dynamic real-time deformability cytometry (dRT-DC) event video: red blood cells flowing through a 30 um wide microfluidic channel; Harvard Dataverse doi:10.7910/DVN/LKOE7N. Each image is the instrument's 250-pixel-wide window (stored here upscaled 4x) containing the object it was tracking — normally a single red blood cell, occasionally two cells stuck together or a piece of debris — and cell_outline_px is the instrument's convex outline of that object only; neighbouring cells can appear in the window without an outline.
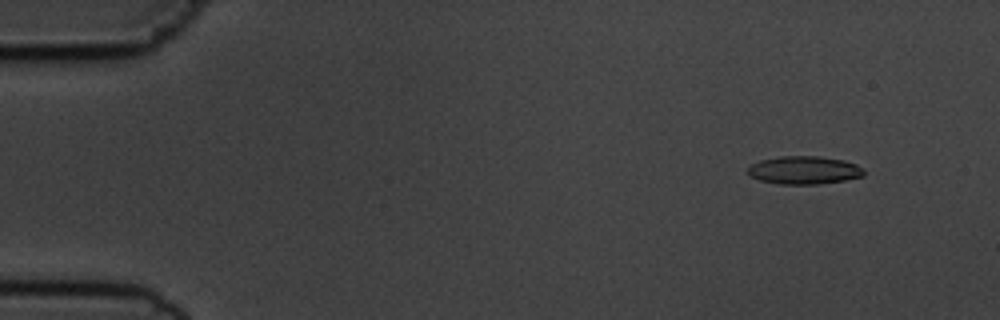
{"species": "common noctule bat (a hibernating species)", "species_latin": "Nyctalus noctula", "temperature_condition": "cold", "stored_images_in_passage": 6, "camera_frame_rate_fps": 3000, "um_per_image_px": 0.085, "animal": {"sex": "male", "body_mass_g": 19.5, "forearm_length_mm": 54.6}, "frame": {"image": 1, "passage_image": 2, "time_ms": 1.333, "image_size_px": [1000, 320], "cell_outline_px": [[864, 176], [844, 180], [820, 184], [776, 184], [760, 180], [748, 176], [748, 168], [752, 164], [760, 160], [780, 156], [820, 156], [844, 160], [856, 164], [864, 168]], "centroid_in_image_um": [68.35, 14.46], "position_along_channel_um": 16.7, "area_um2": 19.13}}
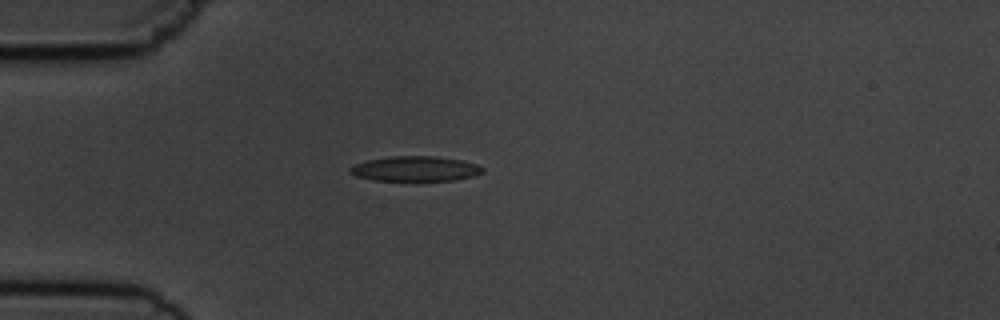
{"frame": {"image": 2, "passage_image": 5, "time_ms": 4.667, "image_size_px": [1000, 320], "cell_outline_px": [[484, 172], [476, 176], [456, 180], [372, 180], [356, 176], [348, 172], [348, 168], [356, 164], [368, 160], [392, 156], [436, 156], [460, 160], [476, 164], [484, 168]], "centroid_in_image_um": [35.32, 14.34], "position_along_channel_um": 49.7, "area_um2": 19.31}}